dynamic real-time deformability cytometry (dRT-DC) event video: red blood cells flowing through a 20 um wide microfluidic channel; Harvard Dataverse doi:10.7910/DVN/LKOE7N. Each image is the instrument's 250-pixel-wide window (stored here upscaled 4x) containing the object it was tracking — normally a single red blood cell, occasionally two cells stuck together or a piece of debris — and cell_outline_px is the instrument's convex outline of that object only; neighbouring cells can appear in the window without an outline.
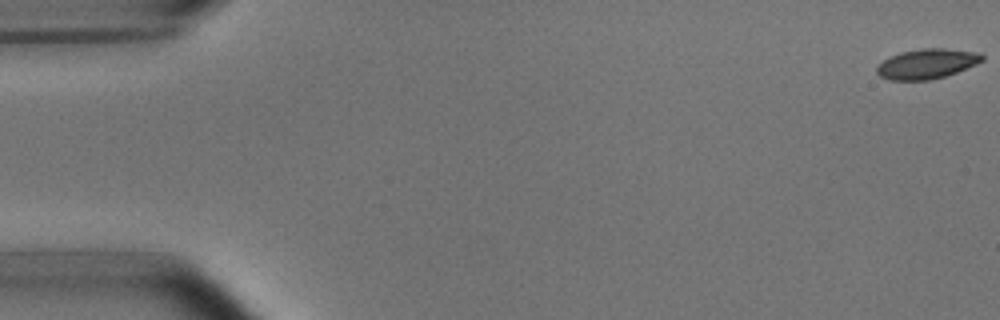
{"species": "common noctule bat (a hibernating species)", "species_latin": "Nyctalus noctula", "temperature_condition": "room temperature", "stored_images_in_passage": 4, "camera_frame_rate_fps": 3000, "um_per_image_px": 0.085, "animal": {"sex": "male", "body_mass_g": 15.6}, "frame": {"image": 1, "passage_image": 1, "time_ms": 0.0, "image_size_px": [1000, 320], "cell_outline_px": [[984, 60], [976, 64], [956, 72], [944, 76], [928, 80], [888, 80], [880, 76], [876, 72], [876, 68], [884, 60], [892, 56], [904, 52], [924, 48], [944, 48], [980, 52], [984, 56]], "centroid_in_image_um": [78.82, 5.42], "position_along_channel_um": 6.2, "area_um2": 18.15}}